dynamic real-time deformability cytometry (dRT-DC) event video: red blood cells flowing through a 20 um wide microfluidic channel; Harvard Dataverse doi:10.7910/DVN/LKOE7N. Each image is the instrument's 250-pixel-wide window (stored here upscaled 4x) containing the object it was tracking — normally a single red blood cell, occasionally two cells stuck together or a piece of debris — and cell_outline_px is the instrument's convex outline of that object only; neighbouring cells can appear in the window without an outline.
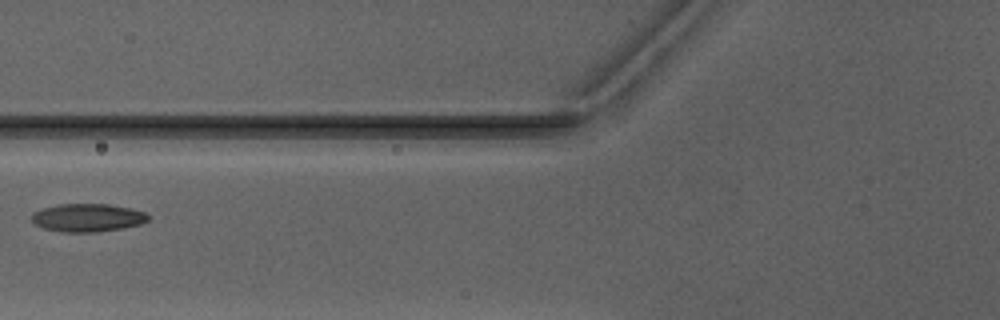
{"species": "Egyptian fruit bat (a non-hibernating species)", "species_latin": "Rousettus aegyptiacus", "temperature_condition": "warm", "stored_images_in_passage": 5, "camera_frame_rate_fps": 3000, "um_per_image_px": 0.085, "animal": {"sex": "male"}, "frame": {"image": 1, "passage_image": 4, "time_ms": 5.333, "image_size_px": [1000, 320], "cell_outline_px": [[148, 220], [140, 224], [120, 228], [96, 232], [64, 232], [44, 228], [36, 224], [32, 220], [32, 212], [44, 208], [60, 204], [108, 204], [132, 208], [148, 212]], "centroid_in_image_um": [7.47, 18.49], "position_along_channel_um": 118.3, "area_um2": 18.96}}
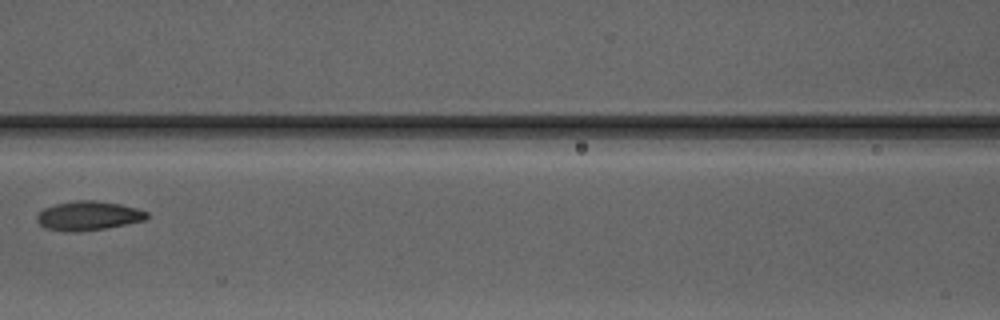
{"frame": {"image": 2, "passage_image": 5, "time_ms": 6.333, "image_size_px": [1000, 320], "cell_outline_px": [[148, 216], [144, 220], [104, 228], [80, 232], [68, 232], [44, 228], [36, 220], [36, 216], [44, 208], [56, 204], [76, 200], [96, 200], [120, 204], [136, 208], [148, 212]], "centroid_in_image_um": [7.47, 18.34], "position_along_channel_um": 159.1, "area_um2": 18.61}}